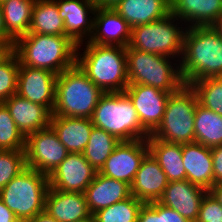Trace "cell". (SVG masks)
<instances>
[{
	"mask_svg": "<svg viewBox=\"0 0 222 222\" xmlns=\"http://www.w3.org/2000/svg\"><path fill=\"white\" fill-rule=\"evenodd\" d=\"M180 59L185 85L210 77H222V38L211 27H186Z\"/></svg>",
	"mask_w": 222,
	"mask_h": 222,
	"instance_id": "6da1fadb",
	"label": "cell"
},
{
	"mask_svg": "<svg viewBox=\"0 0 222 222\" xmlns=\"http://www.w3.org/2000/svg\"><path fill=\"white\" fill-rule=\"evenodd\" d=\"M76 64L104 93L124 92L129 85L125 47L85 41L77 45Z\"/></svg>",
	"mask_w": 222,
	"mask_h": 222,
	"instance_id": "7a4b0ae2",
	"label": "cell"
},
{
	"mask_svg": "<svg viewBox=\"0 0 222 222\" xmlns=\"http://www.w3.org/2000/svg\"><path fill=\"white\" fill-rule=\"evenodd\" d=\"M76 48L68 36L27 33L15 41L13 52L21 65L59 75L76 64Z\"/></svg>",
	"mask_w": 222,
	"mask_h": 222,
	"instance_id": "3957f363",
	"label": "cell"
},
{
	"mask_svg": "<svg viewBox=\"0 0 222 222\" xmlns=\"http://www.w3.org/2000/svg\"><path fill=\"white\" fill-rule=\"evenodd\" d=\"M104 92L75 64L57 75L52 115L91 118Z\"/></svg>",
	"mask_w": 222,
	"mask_h": 222,
	"instance_id": "277c9868",
	"label": "cell"
},
{
	"mask_svg": "<svg viewBox=\"0 0 222 222\" xmlns=\"http://www.w3.org/2000/svg\"><path fill=\"white\" fill-rule=\"evenodd\" d=\"M126 63L129 84L153 86L171 94L185 85L179 59L142 52L128 46Z\"/></svg>",
	"mask_w": 222,
	"mask_h": 222,
	"instance_id": "5b68a950",
	"label": "cell"
},
{
	"mask_svg": "<svg viewBox=\"0 0 222 222\" xmlns=\"http://www.w3.org/2000/svg\"><path fill=\"white\" fill-rule=\"evenodd\" d=\"M91 120L94 127L105 130L120 141L147 139L150 136L142 128L137 111L124 92L104 93Z\"/></svg>",
	"mask_w": 222,
	"mask_h": 222,
	"instance_id": "8992f818",
	"label": "cell"
},
{
	"mask_svg": "<svg viewBox=\"0 0 222 222\" xmlns=\"http://www.w3.org/2000/svg\"><path fill=\"white\" fill-rule=\"evenodd\" d=\"M48 176L26 167L0 190V199L20 222H28L44 211Z\"/></svg>",
	"mask_w": 222,
	"mask_h": 222,
	"instance_id": "52a82bcc",
	"label": "cell"
},
{
	"mask_svg": "<svg viewBox=\"0 0 222 222\" xmlns=\"http://www.w3.org/2000/svg\"><path fill=\"white\" fill-rule=\"evenodd\" d=\"M184 26L178 17L170 13L160 20L133 27L129 47L173 59L178 58L180 61L186 30Z\"/></svg>",
	"mask_w": 222,
	"mask_h": 222,
	"instance_id": "ba28073f",
	"label": "cell"
},
{
	"mask_svg": "<svg viewBox=\"0 0 222 222\" xmlns=\"http://www.w3.org/2000/svg\"><path fill=\"white\" fill-rule=\"evenodd\" d=\"M198 103L197 94L190 85L170 94L163 120L152 136L177 144L195 142L194 119Z\"/></svg>",
	"mask_w": 222,
	"mask_h": 222,
	"instance_id": "9c48e42d",
	"label": "cell"
},
{
	"mask_svg": "<svg viewBox=\"0 0 222 222\" xmlns=\"http://www.w3.org/2000/svg\"><path fill=\"white\" fill-rule=\"evenodd\" d=\"M68 154L51 126L26 137V167L46 176L51 175Z\"/></svg>",
	"mask_w": 222,
	"mask_h": 222,
	"instance_id": "30bf717a",
	"label": "cell"
},
{
	"mask_svg": "<svg viewBox=\"0 0 222 222\" xmlns=\"http://www.w3.org/2000/svg\"><path fill=\"white\" fill-rule=\"evenodd\" d=\"M148 153L149 146L146 139L120 141L99 173L131 186L142 160Z\"/></svg>",
	"mask_w": 222,
	"mask_h": 222,
	"instance_id": "8fae6325",
	"label": "cell"
},
{
	"mask_svg": "<svg viewBox=\"0 0 222 222\" xmlns=\"http://www.w3.org/2000/svg\"><path fill=\"white\" fill-rule=\"evenodd\" d=\"M124 93L137 111L142 128L152 135L163 120L167 99L171 93L142 84H129Z\"/></svg>",
	"mask_w": 222,
	"mask_h": 222,
	"instance_id": "7c38bea8",
	"label": "cell"
},
{
	"mask_svg": "<svg viewBox=\"0 0 222 222\" xmlns=\"http://www.w3.org/2000/svg\"><path fill=\"white\" fill-rule=\"evenodd\" d=\"M56 80L57 74L52 71L19 64L16 94L46 107L52 113L55 105Z\"/></svg>",
	"mask_w": 222,
	"mask_h": 222,
	"instance_id": "4fadbf2b",
	"label": "cell"
},
{
	"mask_svg": "<svg viewBox=\"0 0 222 222\" xmlns=\"http://www.w3.org/2000/svg\"><path fill=\"white\" fill-rule=\"evenodd\" d=\"M96 174L82 153H69L48 176L49 187L62 192L84 193Z\"/></svg>",
	"mask_w": 222,
	"mask_h": 222,
	"instance_id": "5bb4252c",
	"label": "cell"
},
{
	"mask_svg": "<svg viewBox=\"0 0 222 222\" xmlns=\"http://www.w3.org/2000/svg\"><path fill=\"white\" fill-rule=\"evenodd\" d=\"M59 15L64 21L65 36L76 45L88 41L93 33L94 0H55ZM91 15V16H90Z\"/></svg>",
	"mask_w": 222,
	"mask_h": 222,
	"instance_id": "9a60e30c",
	"label": "cell"
},
{
	"mask_svg": "<svg viewBox=\"0 0 222 222\" xmlns=\"http://www.w3.org/2000/svg\"><path fill=\"white\" fill-rule=\"evenodd\" d=\"M93 17V33L89 43L125 48L129 46L132 27L113 7L97 6Z\"/></svg>",
	"mask_w": 222,
	"mask_h": 222,
	"instance_id": "2e32d148",
	"label": "cell"
},
{
	"mask_svg": "<svg viewBox=\"0 0 222 222\" xmlns=\"http://www.w3.org/2000/svg\"><path fill=\"white\" fill-rule=\"evenodd\" d=\"M207 192L188 180L170 181L158 202L174 209L190 222H196L202 199Z\"/></svg>",
	"mask_w": 222,
	"mask_h": 222,
	"instance_id": "e0dca14e",
	"label": "cell"
},
{
	"mask_svg": "<svg viewBox=\"0 0 222 222\" xmlns=\"http://www.w3.org/2000/svg\"><path fill=\"white\" fill-rule=\"evenodd\" d=\"M168 183L166 174L149 152L136 172L131 195L145 204L155 202L161 198Z\"/></svg>",
	"mask_w": 222,
	"mask_h": 222,
	"instance_id": "ac0fdd59",
	"label": "cell"
},
{
	"mask_svg": "<svg viewBox=\"0 0 222 222\" xmlns=\"http://www.w3.org/2000/svg\"><path fill=\"white\" fill-rule=\"evenodd\" d=\"M186 180L207 191L214 186L211 148L197 142L182 144Z\"/></svg>",
	"mask_w": 222,
	"mask_h": 222,
	"instance_id": "d6986e66",
	"label": "cell"
},
{
	"mask_svg": "<svg viewBox=\"0 0 222 222\" xmlns=\"http://www.w3.org/2000/svg\"><path fill=\"white\" fill-rule=\"evenodd\" d=\"M44 211L58 222H77L91 216L84 193L62 192L48 188Z\"/></svg>",
	"mask_w": 222,
	"mask_h": 222,
	"instance_id": "ffe728a7",
	"label": "cell"
},
{
	"mask_svg": "<svg viewBox=\"0 0 222 222\" xmlns=\"http://www.w3.org/2000/svg\"><path fill=\"white\" fill-rule=\"evenodd\" d=\"M25 137L50 126L52 113L44 106L14 94L3 102Z\"/></svg>",
	"mask_w": 222,
	"mask_h": 222,
	"instance_id": "44dd1931",
	"label": "cell"
},
{
	"mask_svg": "<svg viewBox=\"0 0 222 222\" xmlns=\"http://www.w3.org/2000/svg\"><path fill=\"white\" fill-rule=\"evenodd\" d=\"M84 194L88 209L93 215L101 209L129 198L131 186L126 182L108 178L97 172Z\"/></svg>",
	"mask_w": 222,
	"mask_h": 222,
	"instance_id": "7402d4cb",
	"label": "cell"
},
{
	"mask_svg": "<svg viewBox=\"0 0 222 222\" xmlns=\"http://www.w3.org/2000/svg\"><path fill=\"white\" fill-rule=\"evenodd\" d=\"M170 2L171 13L184 22L185 27L212 26L222 14V0H170Z\"/></svg>",
	"mask_w": 222,
	"mask_h": 222,
	"instance_id": "603a6c76",
	"label": "cell"
},
{
	"mask_svg": "<svg viewBox=\"0 0 222 222\" xmlns=\"http://www.w3.org/2000/svg\"><path fill=\"white\" fill-rule=\"evenodd\" d=\"M50 126L69 153H83L94 127L91 118L51 116Z\"/></svg>",
	"mask_w": 222,
	"mask_h": 222,
	"instance_id": "cb8c5ba5",
	"label": "cell"
},
{
	"mask_svg": "<svg viewBox=\"0 0 222 222\" xmlns=\"http://www.w3.org/2000/svg\"><path fill=\"white\" fill-rule=\"evenodd\" d=\"M114 10L133 28L171 13L170 0H120Z\"/></svg>",
	"mask_w": 222,
	"mask_h": 222,
	"instance_id": "d4e9b609",
	"label": "cell"
},
{
	"mask_svg": "<svg viewBox=\"0 0 222 222\" xmlns=\"http://www.w3.org/2000/svg\"><path fill=\"white\" fill-rule=\"evenodd\" d=\"M149 152L157 160L168 181L186 180L182 159V144L166 142L150 135L147 139Z\"/></svg>",
	"mask_w": 222,
	"mask_h": 222,
	"instance_id": "484cf974",
	"label": "cell"
},
{
	"mask_svg": "<svg viewBox=\"0 0 222 222\" xmlns=\"http://www.w3.org/2000/svg\"><path fill=\"white\" fill-rule=\"evenodd\" d=\"M28 33L65 36L64 21L55 0H35Z\"/></svg>",
	"mask_w": 222,
	"mask_h": 222,
	"instance_id": "4316f807",
	"label": "cell"
},
{
	"mask_svg": "<svg viewBox=\"0 0 222 222\" xmlns=\"http://www.w3.org/2000/svg\"><path fill=\"white\" fill-rule=\"evenodd\" d=\"M35 0H4L0 3L6 33L16 41L29 32Z\"/></svg>",
	"mask_w": 222,
	"mask_h": 222,
	"instance_id": "83f0119b",
	"label": "cell"
},
{
	"mask_svg": "<svg viewBox=\"0 0 222 222\" xmlns=\"http://www.w3.org/2000/svg\"><path fill=\"white\" fill-rule=\"evenodd\" d=\"M195 142L206 147L222 145V116L199 103L195 109Z\"/></svg>",
	"mask_w": 222,
	"mask_h": 222,
	"instance_id": "f1b7e54d",
	"label": "cell"
},
{
	"mask_svg": "<svg viewBox=\"0 0 222 222\" xmlns=\"http://www.w3.org/2000/svg\"><path fill=\"white\" fill-rule=\"evenodd\" d=\"M119 143L120 140L114 135L93 127L88 144L82 154L87 162L99 172Z\"/></svg>",
	"mask_w": 222,
	"mask_h": 222,
	"instance_id": "f546056e",
	"label": "cell"
},
{
	"mask_svg": "<svg viewBox=\"0 0 222 222\" xmlns=\"http://www.w3.org/2000/svg\"><path fill=\"white\" fill-rule=\"evenodd\" d=\"M145 203L130 196L93 214L95 222H137Z\"/></svg>",
	"mask_w": 222,
	"mask_h": 222,
	"instance_id": "4dcf8cb0",
	"label": "cell"
},
{
	"mask_svg": "<svg viewBox=\"0 0 222 222\" xmlns=\"http://www.w3.org/2000/svg\"><path fill=\"white\" fill-rule=\"evenodd\" d=\"M203 107L222 116V77H210L189 84Z\"/></svg>",
	"mask_w": 222,
	"mask_h": 222,
	"instance_id": "1f68e13d",
	"label": "cell"
},
{
	"mask_svg": "<svg viewBox=\"0 0 222 222\" xmlns=\"http://www.w3.org/2000/svg\"><path fill=\"white\" fill-rule=\"evenodd\" d=\"M26 137L16 126L6 105L0 103V150H25Z\"/></svg>",
	"mask_w": 222,
	"mask_h": 222,
	"instance_id": "d6a6232c",
	"label": "cell"
},
{
	"mask_svg": "<svg viewBox=\"0 0 222 222\" xmlns=\"http://www.w3.org/2000/svg\"><path fill=\"white\" fill-rule=\"evenodd\" d=\"M25 168V150H0V190Z\"/></svg>",
	"mask_w": 222,
	"mask_h": 222,
	"instance_id": "836d02e7",
	"label": "cell"
},
{
	"mask_svg": "<svg viewBox=\"0 0 222 222\" xmlns=\"http://www.w3.org/2000/svg\"><path fill=\"white\" fill-rule=\"evenodd\" d=\"M19 64L14 52L0 64V103L17 92Z\"/></svg>",
	"mask_w": 222,
	"mask_h": 222,
	"instance_id": "e575fe53",
	"label": "cell"
},
{
	"mask_svg": "<svg viewBox=\"0 0 222 222\" xmlns=\"http://www.w3.org/2000/svg\"><path fill=\"white\" fill-rule=\"evenodd\" d=\"M196 222H222V206L209 191L202 199Z\"/></svg>",
	"mask_w": 222,
	"mask_h": 222,
	"instance_id": "d590c367",
	"label": "cell"
},
{
	"mask_svg": "<svg viewBox=\"0 0 222 222\" xmlns=\"http://www.w3.org/2000/svg\"><path fill=\"white\" fill-rule=\"evenodd\" d=\"M137 222H161V203L158 201L144 204Z\"/></svg>",
	"mask_w": 222,
	"mask_h": 222,
	"instance_id": "8d00e7d4",
	"label": "cell"
},
{
	"mask_svg": "<svg viewBox=\"0 0 222 222\" xmlns=\"http://www.w3.org/2000/svg\"><path fill=\"white\" fill-rule=\"evenodd\" d=\"M214 185L222 183V145L211 148Z\"/></svg>",
	"mask_w": 222,
	"mask_h": 222,
	"instance_id": "74e56055",
	"label": "cell"
},
{
	"mask_svg": "<svg viewBox=\"0 0 222 222\" xmlns=\"http://www.w3.org/2000/svg\"><path fill=\"white\" fill-rule=\"evenodd\" d=\"M161 222H190L174 209L161 204Z\"/></svg>",
	"mask_w": 222,
	"mask_h": 222,
	"instance_id": "f35d334b",
	"label": "cell"
},
{
	"mask_svg": "<svg viewBox=\"0 0 222 222\" xmlns=\"http://www.w3.org/2000/svg\"><path fill=\"white\" fill-rule=\"evenodd\" d=\"M0 222H20L15 214L0 199Z\"/></svg>",
	"mask_w": 222,
	"mask_h": 222,
	"instance_id": "ab89813d",
	"label": "cell"
},
{
	"mask_svg": "<svg viewBox=\"0 0 222 222\" xmlns=\"http://www.w3.org/2000/svg\"><path fill=\"white\" fill-rule=\"evenodd\" d=\"M14 43L0 41V64L13 53Z\"/></svg>",
	"mask_w": 222,
	"mask_h": 222,
	"instance_id": "60d3db41",
	"label": "cell"
},
{
	"mask_svg": "<svg viewBox=\"0 0 222 222\" xmlns=\"http://www.w3.org/2000/svg\"><path fill=\"white\" fill-rule=\"evenodd\" d=\"M0 41L7 43H15V41L6 33L1 6H0Z\"/></svg>",
	"mask_w": 222,
	"mask_h": 222,
	"instance_id": "b9f144b4",
	"label": "cell"
},
{
	"mask_svg": "<svg viewBox=\"0 0 222 222\" xmlns=\"http://www.w3.org/2000/svg\"><path fill=\"white\" fill-rule=\"evenodd\" d=\"M28 222H58V221L55 218H53L51 215H49L46 211H42Z\"/></svg>",
	"mask_w": 222,
	"mask_h": 222,
	"instance_id": "7bdbcfd3",
	"label": "cell"
},
{
	"mask_svg": "<svg viewBox=\"0 0 222 222\" xmlns=\"http://www.w3.org/2000/svg\"><path fill=\"white\" fill-rule=\"evenodd\" d=\"M209 192L214 196L218 203L222 206V183L215 184Z\"/></svg>",
	"mask_w": 222,
	"mask_h": 222,
	"instance_id": "ee69618b",
	"label": "cell"
},
{
	"mask_svg": "<svg viewBox=\"0 0 222 222\" xmlns=\"http://www.w3.org/2000/svg\"><path fill=\"white\" fill-rule=\"evenodd\" d=\"M96 6L99 7H114L120 0H94Z\"/></svg>",
	"mask_w": 222,
	"mask_h": 222,
	"instance_id": "f6af8a7d",
	"label": "cell"
},
{
	"mask_svg": "<svg viewBox=\"0 0 222 222\" xmlns=\"http://www.w3.org/2000/svg\"><path fill=\"white\" fill-rule=\"evenodd\" d=\"M222 38V14L217 18L216 22L211 26Z\"/></svg>",
	"mask_w": 222,
	"mask_h": 222,
	"instance_id": "bcb514c9",
	"label": "cell"
},
{
	"mask_svg": "<svg viewBox=\"0 0 222 222\" xmlns=\"http://www.w3.org/2000/svg\"><path fill=\"white\" fill-rule=\"evenodd\" d=\"M77 222H95L93 215H91L90 217L81 220V221H77Z\"/></svg>",
	"mask_w": 222,
	"mask_h": 222,
	"instance_id": "7dc6e473",
	"label": "cell"
}]
</instances>
